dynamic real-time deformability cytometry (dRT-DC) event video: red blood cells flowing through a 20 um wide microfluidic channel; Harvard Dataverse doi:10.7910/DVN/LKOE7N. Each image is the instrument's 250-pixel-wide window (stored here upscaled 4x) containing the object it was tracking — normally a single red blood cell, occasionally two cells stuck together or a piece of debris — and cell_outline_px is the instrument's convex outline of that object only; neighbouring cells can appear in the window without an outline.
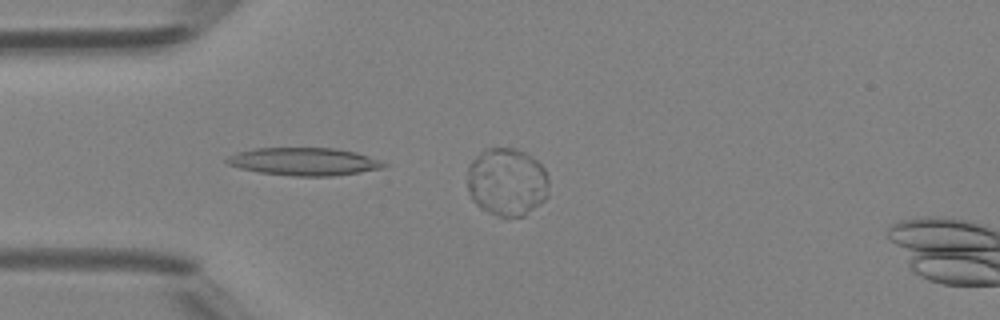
{"species": "Egyptian fruit bat (a non-hibernating species)", "species_latin": "Rousettus aegyptiacus", "temperature_condition": "room temperature", "stored_images_in_passage": 5, "camera_frame_rate_fps": 3000, "um_per_image_px": 0.085, "animal": {"sex": "female"}, "frame": {"image": 1, "passage_image": 2, "time_ms": 0.333, "image_size_px": [1000, 320], "cell_outline_px": [[548, 196], [540, 204], [524, 216], [500, 216], [488, 212], [480, 208], [472, 200], [468, 192], [468, 164], [484, 148], [512, 148], [524, 152], [536, 160], [544, 168], [548, 176]], "centroid_in_image_um": [43.08, 15.46], "position_along_channel_um": 41.9, "area_um2": 32.48}}